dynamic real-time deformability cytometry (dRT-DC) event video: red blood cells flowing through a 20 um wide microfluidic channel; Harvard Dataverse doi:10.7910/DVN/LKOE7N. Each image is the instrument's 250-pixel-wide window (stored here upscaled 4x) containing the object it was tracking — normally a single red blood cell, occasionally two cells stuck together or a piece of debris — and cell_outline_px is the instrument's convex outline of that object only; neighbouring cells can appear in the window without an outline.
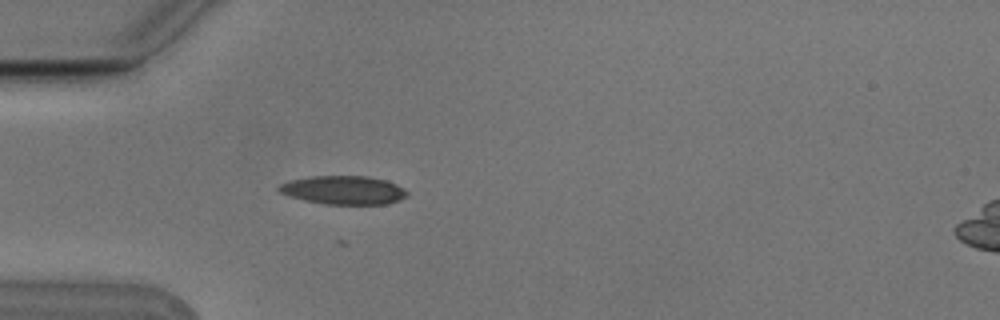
{"species": "Egyptian fruit bat (a non-hibernating species)", "species_latin": "Rousettus aegyptiacus", "temperature_condition": "cold", "stored_images_in_passage": 4, "camera_frame_rate_fps": 3000, "um_per_image_px": 0.085, "animal": {"sex": "male"}, "frame": {"image": 1, "passage_image": 4, "time_ms": 1.0, "image_size_px": [1000, 320], "cell_outline_px": [[408, 192], [400, 200], [388, 204], [324, 204], [304, 200], [280, 192], [276, 188], [280, 184], [292, 180], [312, 176], [368, 176], [388, 180], [404, 188]], "centroid_in_image_um": [29.23, 16.15], "position_along_channel_um": 55.8, "area_um2": 21.27}}